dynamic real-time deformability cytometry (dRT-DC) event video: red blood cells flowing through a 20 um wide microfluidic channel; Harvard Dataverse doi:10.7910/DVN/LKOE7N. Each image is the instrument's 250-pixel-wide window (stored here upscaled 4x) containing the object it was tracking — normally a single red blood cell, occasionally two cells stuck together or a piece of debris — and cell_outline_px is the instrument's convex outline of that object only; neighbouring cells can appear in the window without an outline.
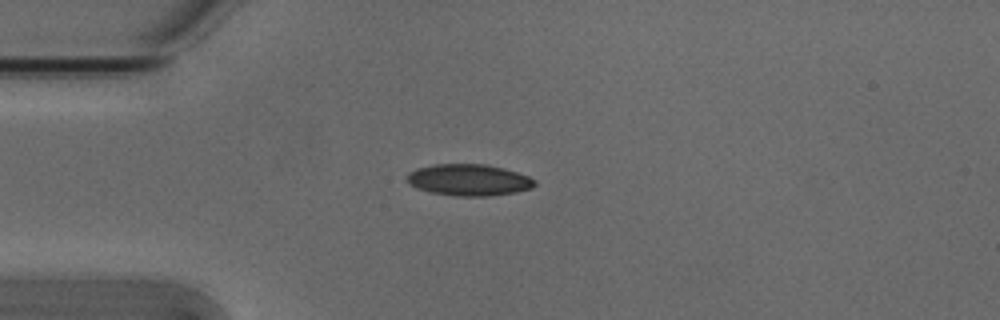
{"species": "Egyptian fruit bat (a non-hibernating species)", "species_latin": "Rousettus aegyptiacus", "temperature_condition": "cold", "stored_images_in_passage": 4, "camera_frame_rate_fps": 3000, "um_per_image_px": 0.085, "animal": {"sex": "male"}, "frame": {"image": 1, "passage_image": 3, "time_ms": 0.667, "image_size_px": [1000, 320], "cell_outline_px": [[536, 184], [532, 188], [516, 192], [488, 196], [456, 196], [432, 192], [408, 184], [404, 176], [408, 172], [416, 168], [432, 164], [484, 164], [504, 168], [528, 176], [536, 180]], "centroid_in_image_um": [39.83, 15.28], "position_along_channel_um": 45.2, "area_um2": 23.58}}
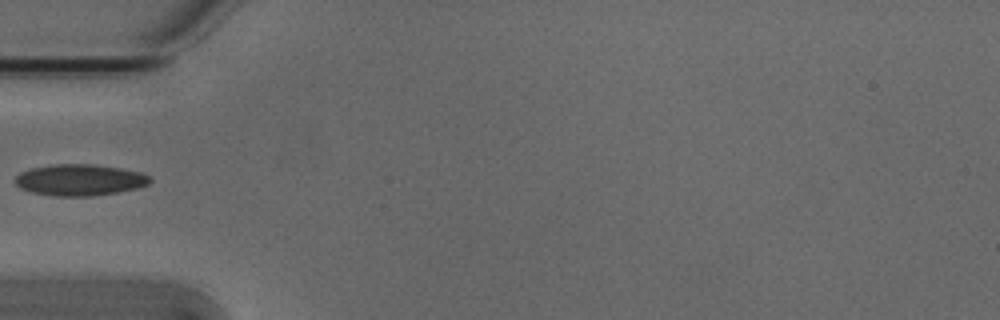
{"frame": {"image": 2, "passage_image": 4, "time_ms": 1.0, "image_size_px": [1000, 320], "cell_outline_px": [[152, 180], [148, 184], [140, 188], [92, 196], [52, 196], [28, 192], [20, 188], [16, 184], [16, 176], [20, 172], [32, 168], [52, 164], [96, 164], [120, 168], [140, 172], [148, 176]], "centroid_in_image_um": [6.76, 15.3], "position_along_channel_um": 78.2, "area_um2": 24.8}}